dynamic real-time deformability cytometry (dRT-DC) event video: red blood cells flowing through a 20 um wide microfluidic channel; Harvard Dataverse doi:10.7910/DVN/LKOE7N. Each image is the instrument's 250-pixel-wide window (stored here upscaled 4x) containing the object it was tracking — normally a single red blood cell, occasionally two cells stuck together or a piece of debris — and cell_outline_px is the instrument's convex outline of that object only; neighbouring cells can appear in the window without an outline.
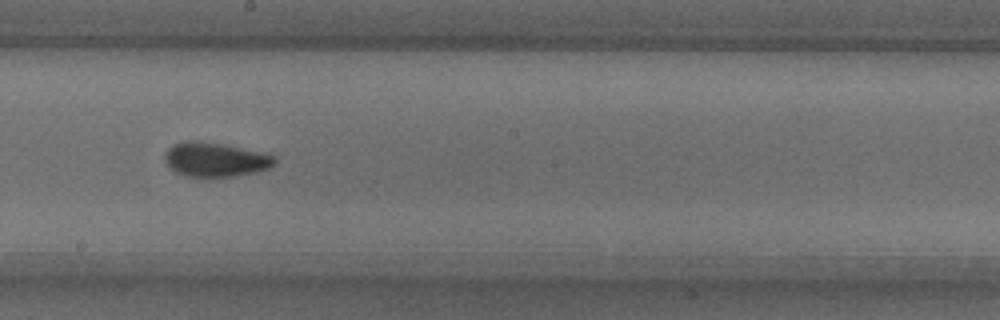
{"species": "common noctule bat (a hibernating species)", "species_latin": "Nyctalus noctula", "temperature_condition": "warm", "stored_images_in_passage": 39, "camera_frame_rate_fps": 3000, "um_per_image_px": 0.085, "animal": {"sex": "male", "body_mass_g": 18.8}, "frame": {"image": 1, "passage_image": 17, "time_ms": 5.333, "image_size_px": [1000, 320], "cell_outline_px": [[276, 160], [268, 168], [256, 172], [212, 180], [208, 180], [184, 176], [168, 168], [164, 160], [164, 156], [168, 148], [172, 144], [184, 140], [196, 140], [268, 152], [276, 156]], "centroid_in_image_um": [18.26, 13.6], "position_along_channel_um": 229.9, "area_um2": 22.95}}
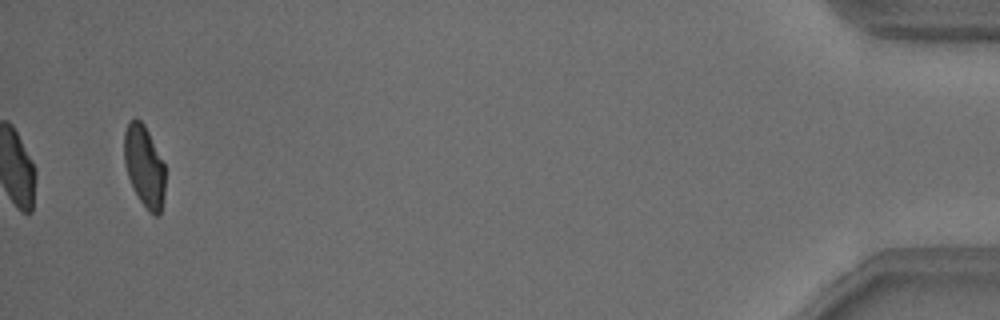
{"frame": {"image": 2, "passage_image": 39, "time_ms": 12.667, "image_size_px": [1000, 320], "cell_outline_px": [[164, 196], [160, 212], [156, 216], [148, 212], [140, 200], [128, 176], [124, 164], [124, 132], [128, 124], [136, 116], [144, 124], [164, 164]], "centroid_in_image_um": [12.25, 14.12], "position_along_channel_um": 422.9, "area_um2": 19.19}, "authors_computed_cell_mechanics": {"area_um2": 21.1548, "velocity_mm_per_s": 3.8126, "shape_relaxation_time_tau1_ms": 3.9197, "shape_relaxation_time_tau2_ms": 1.5186, "deformation_change_tau1": 0.1398, "deformation_change_tau2": 0.0689}}